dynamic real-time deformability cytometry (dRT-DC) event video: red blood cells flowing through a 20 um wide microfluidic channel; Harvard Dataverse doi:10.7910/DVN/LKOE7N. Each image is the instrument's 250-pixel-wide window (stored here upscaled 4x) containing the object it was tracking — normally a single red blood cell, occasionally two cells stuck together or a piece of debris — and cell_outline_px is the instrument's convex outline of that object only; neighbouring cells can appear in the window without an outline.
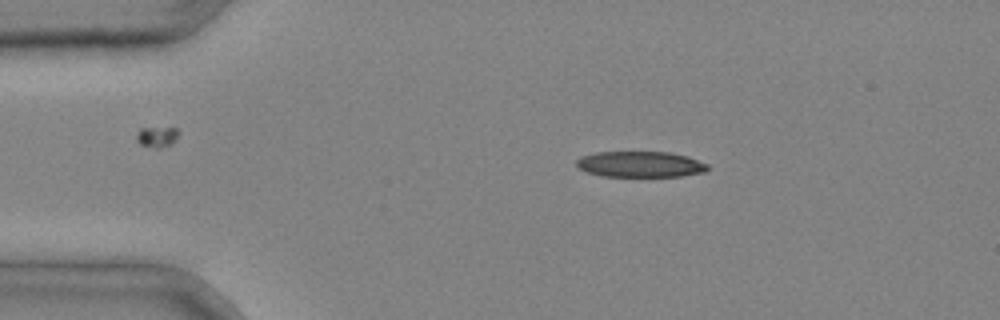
{"species": "common noctule bat (a hibernating species)", "species_latin": "Nyctalus noctula", "temperature_condition": "cold", "stored_images_in_passage": 4, "camera_frame_rate_fps": 3000, "um_per_image_px": 0.085, "animal": {"sex": "male", "body_mass_g": 20.4}, "frame": {"image": 1, "passage_image": 4, "time_ms": 1.0, "image_size_px": [1000, 320], "cell_outline_px": [[708, 168], [704, 172], [680, 176], [600, 176], [588, 172], [580, 168], [576, 164], [576, 160], [580, 156], [596, 152], [668, 152], [688, 156], [708, 164]], "centroid_in_image_um": [54.41, 13.96], "position_along_channel_um": 30.6, "area_um2": 19.71}}